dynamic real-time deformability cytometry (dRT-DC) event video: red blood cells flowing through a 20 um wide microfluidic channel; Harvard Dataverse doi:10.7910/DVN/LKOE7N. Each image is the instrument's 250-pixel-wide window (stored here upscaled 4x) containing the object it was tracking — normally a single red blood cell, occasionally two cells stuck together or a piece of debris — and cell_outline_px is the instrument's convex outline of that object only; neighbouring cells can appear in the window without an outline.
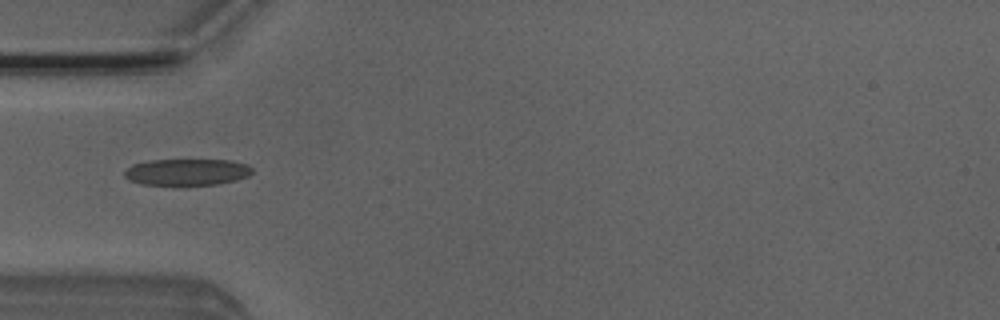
{"species": "Egyptian fruit bat (a non-hibernating species)", "species_latin": "Rousettus aegyptiacus", "temperature_condition": "room temperature", "stored_images_in_passage": 36, "camera_frame_rate_fps": 3000, "um_per_image_px": 0.085, "animal": {"sex": "male"}, "frame": {"image": 1, "passage_image": 1, "time_ms": 0.0, "image_size_px": [1000, 320], "cell_outline_px": [[252, 172], [248, 176], [236, 180], [216, 184], [176, 188], [140, 184], [128, 180], [124, 176], [124, 172], [132, 164], [152, 160], [232, 160], [248, 164], [252, 168]], "centroid_in_image_um": [15.85, 14.67], "position_along_channel_um": 69.1, "area_um2": 20.69}}
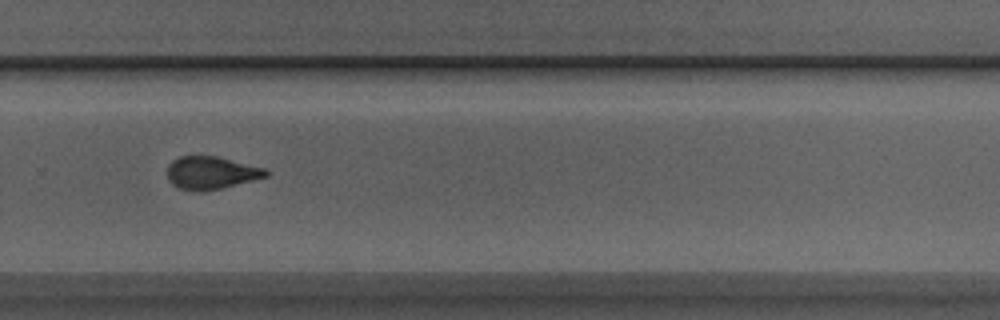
{"frame": {"image": 2, "passage_image": 19, "time_ms": 6.0, "image_size_px": [1000, 320], "cell_outline_px": [[268, 176], [204, 192], [200, 192], [180, 188], [172, 184], [168, 180], [168, 164], [172, 160], [180, 156], [216, 156], [264, 168], [268, 172]], "centroid_in_image_um": [17.9, 14.69], "position_along_channel_um": 311.9, "area_um2": 18.61}}
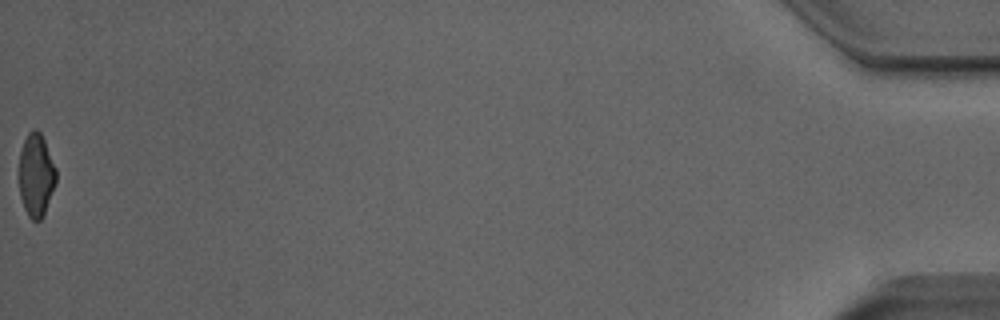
{"frame": {"image": 3, "passage_image": 36, "time_ms": 11.667, "image_size_px": [1000, 320], "cell_outline_px": [[56, 184], [44, 216], [40, 220], [32, 220], [28, 216], [24, 208], [20, 196], [20, 152], [24, 140], [28, 132], [32, 128], [36, 128], [40, 132], [44, 140], [56, 168]], "centroid_in_image_um": [3.08, 14.9], "position_along_channel_um": 432.1, "area_um2": 17.98}, "authors_computed_cell_mechanics": {"area_um2": 19.1318, "velocity_mm_per_s": 4.0375, "shape_relaxation_time_tau1_ms": 4.2788, "shape_relaxation_time_tau2_ms": 1.5425, "deformation_change_tau1": 0.1403, "deformation_change_tau2": 0.0697}}